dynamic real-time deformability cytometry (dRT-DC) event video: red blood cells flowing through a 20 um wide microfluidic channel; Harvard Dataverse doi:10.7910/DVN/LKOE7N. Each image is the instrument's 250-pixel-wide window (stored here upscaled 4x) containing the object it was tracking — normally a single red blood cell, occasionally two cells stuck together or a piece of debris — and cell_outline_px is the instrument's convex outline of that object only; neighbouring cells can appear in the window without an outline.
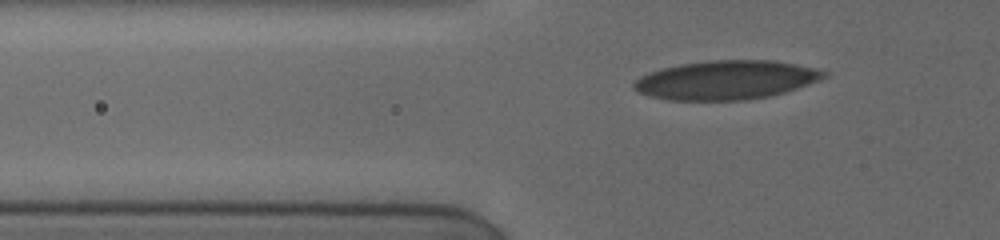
{"species": "human", "species_latin": "Homo sapiens", "temperature_condition": "cold", "stored_images_in_passage": 34, "camera_frame_rate_fps": 3000, "um_per_image_px": 0.085, "donor": {"sex": "female"}, "frame": {"image": 1, "passage_image": 2, "time_ms": 0.333, "image_size_px": [1000, 240], "cell_outline_px": [[828, 76], [820, 80], [784, 92], [768, 96], [744, 100], [668, 100], [652, 96], [640, 92], [632, 88], [632, 84], [640, 76], [648, 72], [664, 68], [684, 64], [708, 60], [776, 60], [816, 68], [828, 72]], "centroid_in_image_um": [61.74, 6.79], "position_along_channel_um": 64.1, "area_um2": 43.0}}
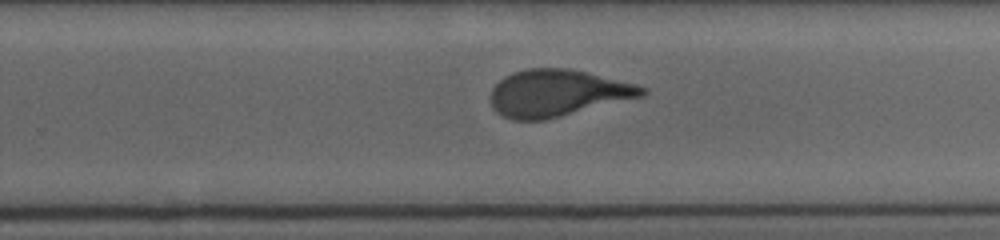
{"frame": {"image": 2, "passage_image": 17, "time_ms": 6.333, "image_size_px": [1000, 240], "cell_outline_px": [[648, 92], [644, 96], [544, 120], [512, 120], [496, 112], [492, 104], [492, 88], [504, 76], [512, 72], [528, 68], [568, 68], [636, 84], [648, 88]], "centroid_in_image_um": [47.39, 7.91], "position_along_channel_um": 282.4, "area_um2": 41.1}}
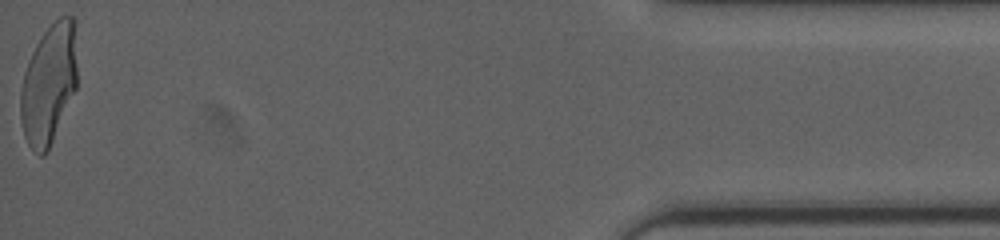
{"frame": {"image": 3, "passage_image": 33, "time_ms": 12.0, "image_size_px": [1000, 240], "cell_outline_px": [[76, 88], [48, 152], [44, 156], [40, 156], [28, 144], [24, 136], [20, 120], [20, 88], [24, 72], [28, 60], [36, 44], [44, 32], [60, 16], [72, 16], [76, 20]], "centroid_in_image_um": [4.14, 7.15], "position_along_channel_um": 431.1, "area_um2": 39.88}, "authors_computed_cell_mechanics": {"area_um2": 42.0206, "velocity_mm_per_s": 3.8554, "shape_relaxation_time_tau1_ms": 3.8513, "shape_relaxation_time_tau2_ms": 0.6389, "deformation_change_tau1": 0.1744, "deformation_change_tau2": 0.085}}